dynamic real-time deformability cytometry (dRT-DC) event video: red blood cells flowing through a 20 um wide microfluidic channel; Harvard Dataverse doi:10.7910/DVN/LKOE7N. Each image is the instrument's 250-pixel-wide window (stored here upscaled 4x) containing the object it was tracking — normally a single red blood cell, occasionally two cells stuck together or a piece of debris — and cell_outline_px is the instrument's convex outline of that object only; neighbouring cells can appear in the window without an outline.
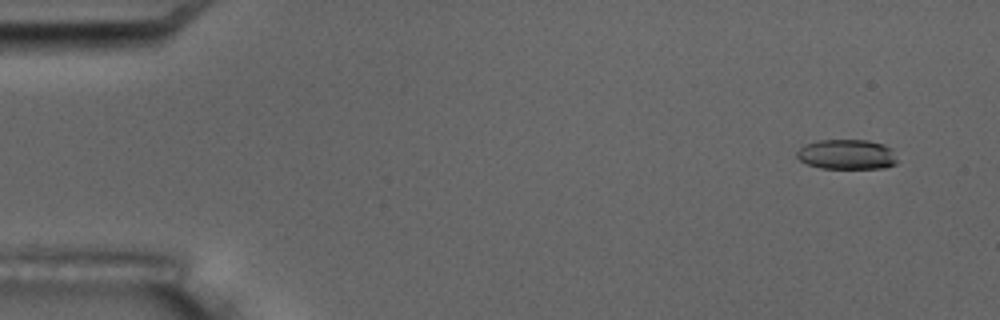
{"species": "common noctule bat (a hibernating species)", "species_latin": "Nyctalus noctula", "temperature_condition": "room temperature", "stored_images_in_passage": 7, "camera_frame_rate_fps": 3000, "um_per_image_px": 0.085, "animal": {"sex": "male", "body_mass_g": 17.5, "forearm_length_mm": 52.3}, "frame": {"image": 1, "passage_image": 2, "time_ms": 1.0, "image_size_px": [1000, 320], "cell_outline_px": [[896, 164], [884, 168], [820, 168], [808, 164], [800, 160], [796, 156], [796, 152], [804, 144], [820, 140], [868, 140], [884, 144], [892, 148], [896, 160]], "centroid_in_image_um": [71.98, 13.12], "position_along_channel_um": 13.0, "area_um2": 17.57}}